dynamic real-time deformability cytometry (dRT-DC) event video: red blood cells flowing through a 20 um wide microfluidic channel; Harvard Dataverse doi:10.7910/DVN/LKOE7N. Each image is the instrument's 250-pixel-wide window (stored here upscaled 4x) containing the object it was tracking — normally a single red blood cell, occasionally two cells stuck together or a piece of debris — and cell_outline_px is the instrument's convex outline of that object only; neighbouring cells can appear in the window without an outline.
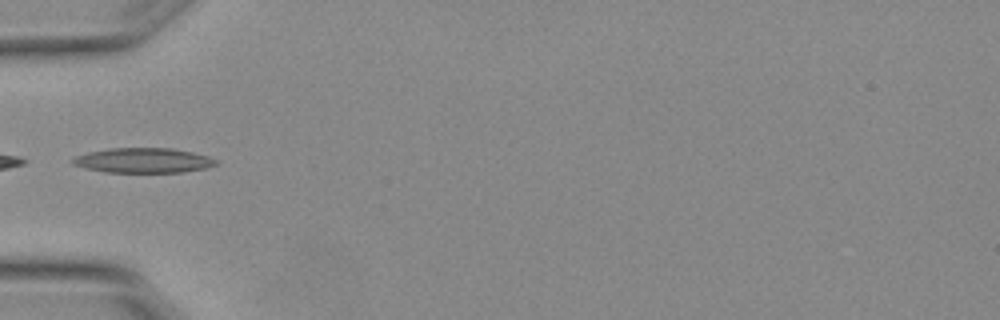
{"species": "Egyptian fruit bat (a non-hibernating species)", "species_latin": "Rousettus aegyptiacus", "temperature_condition": "warm", "stored_images_in_passage": 3, "segment_of_instrument_passage": [2, 2], "camera_frame_rate_fps": 3000, "um_per_image_px": 0.085, "animal": {"sex": "female"}, "frame": {"image": 1, "passage_image": 3, "time_ms": 0.667, "image_size_px": [1000, 320], "cell_outline_px": [[216, 164], [204, 168], [180, 172], [104, 172], [72, 164], [72, 160], [76, 156], [88, 152], [112, 148], [172, 148], [192, 152], [208, 156], [216, 160]], "centroid_in_image_um": [12.17, 13.63], "position_along_channel_um": 72.8, "area_um2": 20.46}}